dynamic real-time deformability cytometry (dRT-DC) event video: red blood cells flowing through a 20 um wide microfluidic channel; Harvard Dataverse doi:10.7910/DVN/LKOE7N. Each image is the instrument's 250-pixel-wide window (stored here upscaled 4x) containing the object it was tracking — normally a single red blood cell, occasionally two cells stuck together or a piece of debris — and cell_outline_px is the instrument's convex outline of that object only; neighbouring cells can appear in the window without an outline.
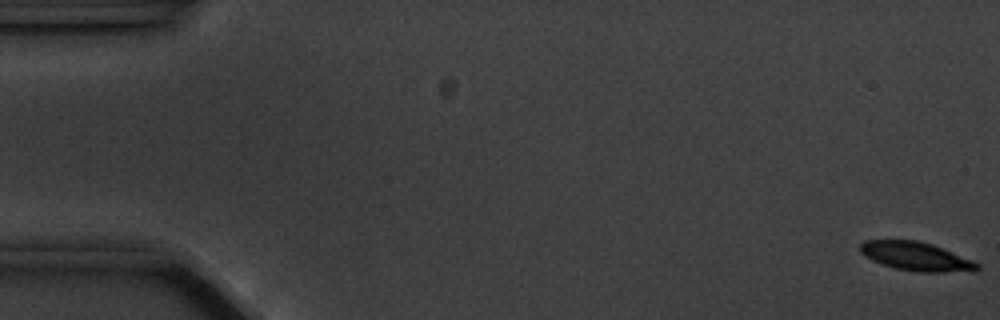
{"species": "common noctule bat (a hibernating species)", "species_latin": "Nyctalus noctula", "temperature_condition": "cold", "stored_images_in_passage": 57, "camera_frame_rate_fps": 3000, "um_per_image_px": 0.085, "animal": {"sex": "male", "body_mass_g": 20.1, "forearm_length_mm": 53.5}, "frame": {"image": 1, "passage_image": 1, "time_ms": 0.0, "image_size_px": [1000, 320], "cell_outline_px": [[980, 268], [944, 272], [916, 272], [896, 268], [872, 260], [864, 256], [860, 252], [860, 244], [864, 240], [916, 240], [932, 244], [972, 260], [980, 264]], "centroid_in_image_um": [77.8, 21.77], "position_along_channel_um": 7.2, "area_um2": 19.19}}
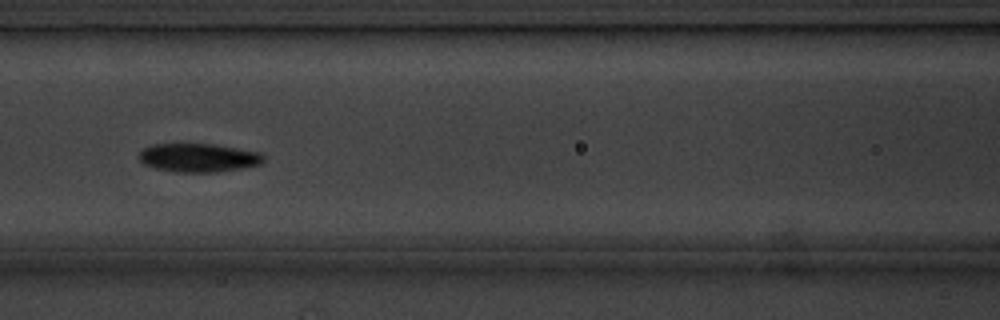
{"frame": {"image": 2, "passage_image": 25, "time_ms": 8.0, "image_size_px": [1000, 320], "cell_outline_px": [[264, 160], [260, 164], [244, 168], [216, 172], [176, 172], [156, 168], [144, 164], [140, 160], [140, 152], [144, 148], [152, 144], [216, 144], [260, 152], [264, 156]], "centroid_in_image_um": [16.9, 13.4], "position_along_channel_um": 149.7, "area_um2": 20.75}}
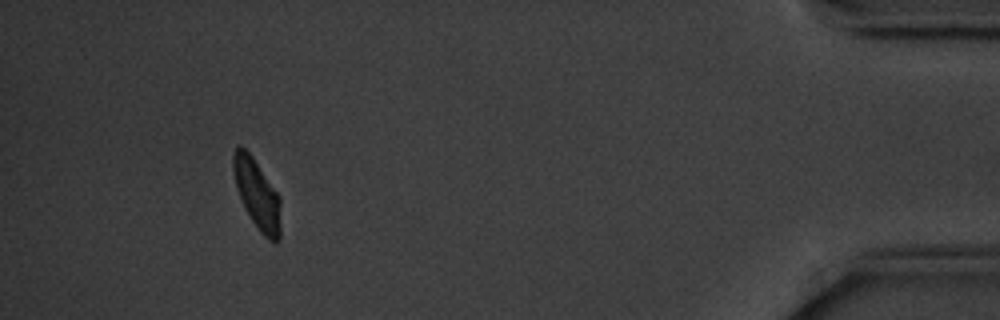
{"frame": {"image": 3, "passage_image": 53, "time_ms": 17.333, "image_size_px": [1000, 320], "cell_outline_px": [[280, 240], [276, 244], [272, 244], [260, 232], [252, 220], [236, 188], [232, 168], [232, 156], [236, 148], [240, 144], [252, 156], [280, 196]], "centroid_in_image_um": [21.87, 16.53], "position_along_channel_um": 413.3, "area_um2": 19.25}, "authors_computed_cell_mechanics": {"area_um2": 19.9988, "velocity_mm_per_s": 3.5142, "shape_relaxation_time_tau1_ms": 2.0284, "shape_relaxation_time_tau2_ms": 7.3606, "deformation_change_tau1": 0.1243, "deformation_change_tau2": 0.1154}}